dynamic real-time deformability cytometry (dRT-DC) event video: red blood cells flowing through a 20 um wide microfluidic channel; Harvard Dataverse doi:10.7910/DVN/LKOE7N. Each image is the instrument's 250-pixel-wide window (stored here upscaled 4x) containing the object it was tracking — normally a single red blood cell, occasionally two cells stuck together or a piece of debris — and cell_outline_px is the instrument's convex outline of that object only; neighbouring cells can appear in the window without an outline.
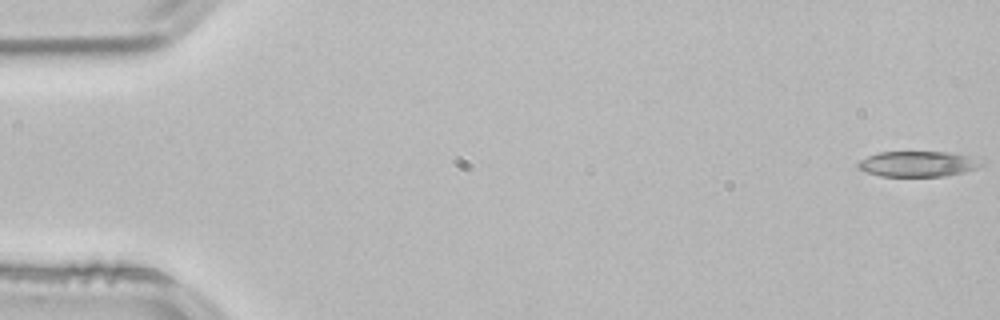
{"species": "common noctule bat (a hibernating species)", "species_latin": "Nyctalus noctula", "temperature_condition": "room temperature", "stored_images_in_passage": 53, "camera_frame_rate_fps": 3000, "um_per_image_px": 0.085, "animal": {"sex": "male", "body_mass_g": 21.5, "forearm_length_mm": 52.0}, "frame": {"image": 1, "passage_image": 1, "time_ms": 0.0, "image_size_px": [1000, 320], "cell_outline_px": [[984, 164], [976, 168], [964, 172], [944, 176], [880, 176], [864, 172], [856, 164], [860, 160], [868, 156], [880, 152], [948, 152], [968, 156], [984, 160]], "centroid_in_image_um": [78.02, 13.93], "position_along_channel_um": 7.0, "area_um2": 18.32}}
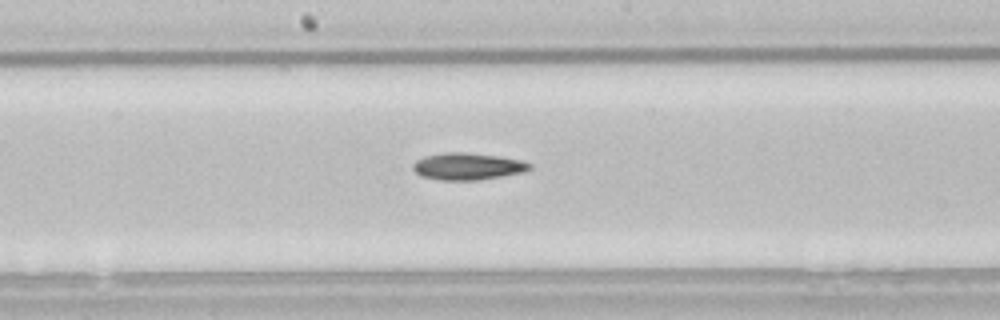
{"frame": {"image": 2, "passage_image": 28, "time_ms": 9.0, "image_size_px": [1000, 320], "cell_outline_px": [[532, 168], [524, 172], [480, 180], [440, 180], [420, 176], [412, 168], [412, 164], [416, 160], [424, 156], [444, 152], [464, 152], [500, 156], [524, 160], [532, 164]], "centroid_in_image_um": [39.77, 14.13], "position_along_channel_um": 208.4, "area_um2": 18.61}}
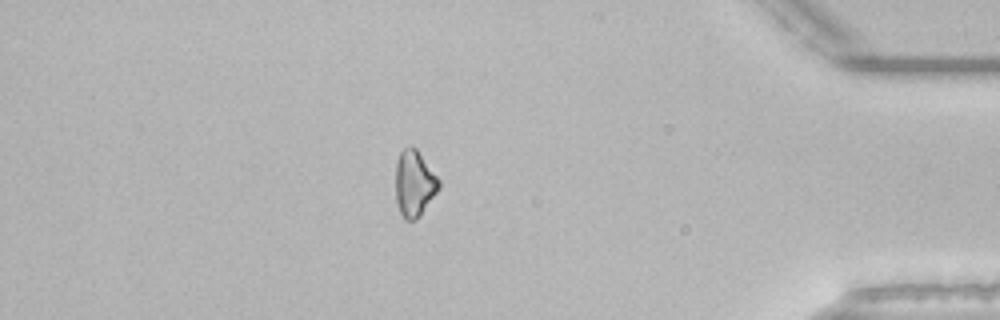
{"frame": {"image": 3, "passage_image": 46, "time_ms": 15.0, "image_size_px": [1000, 320], "cell_outline_px": [[440, 188], [420, 216], [416, 220], [404, 220], [400, 212], [396, 200], [396, 160], [400, 152], [404, 148], [412, 144], [416, 148], [440, 180]], "centroid_in_image_um": [35.22, 15.59], "position_along_channel_um": 400.0, "area_um2": 16.82}, "authors_computed_cell_mechanics": {"area_um2": 18.207, "velocity_mm_per_s": 3.8503, "shape_relaxation_time_tau1_ms": 7.9464, "shape_relaxation_time_tau2_ms": null, "deformation_change_tau1": 0.1393, "deformation_change_tau2": null}}